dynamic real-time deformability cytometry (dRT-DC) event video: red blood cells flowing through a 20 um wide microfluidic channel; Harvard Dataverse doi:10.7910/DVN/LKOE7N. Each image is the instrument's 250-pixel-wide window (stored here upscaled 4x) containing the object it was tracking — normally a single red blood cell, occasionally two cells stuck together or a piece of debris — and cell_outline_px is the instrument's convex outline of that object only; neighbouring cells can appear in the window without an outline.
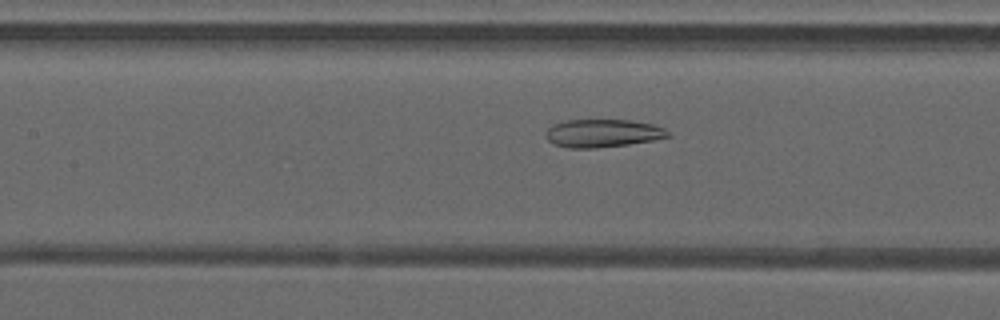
{"species": "common noctule bat (a hibernating species)", "species_latin": "Nyctalus noctula", "temperature_condition": "warm", "stored_images_in_passage": 49, "camera_frame_rate_fps": 3000, "um_per_image_px": 0.085, "animal": {"sex": "male", "forearm_length_mm": 52.5}, "frame": {"image": 1, "passage_image": 23, "time_ms": 7.333, "image_size_px": [1000, 320], "cell_outline_px": [[672, 136], [652, 140], [628, 144], [596, 148], [568, 148], [552, 144], [548, 140], [544, 132], [552, 124], [568, 120], [628, 120], [652, 124], [664, 128]], "centroid_in_image_um": [51.19, 11.33], "position_along_channel_um": 156.2, "area_um2": 19.94}}
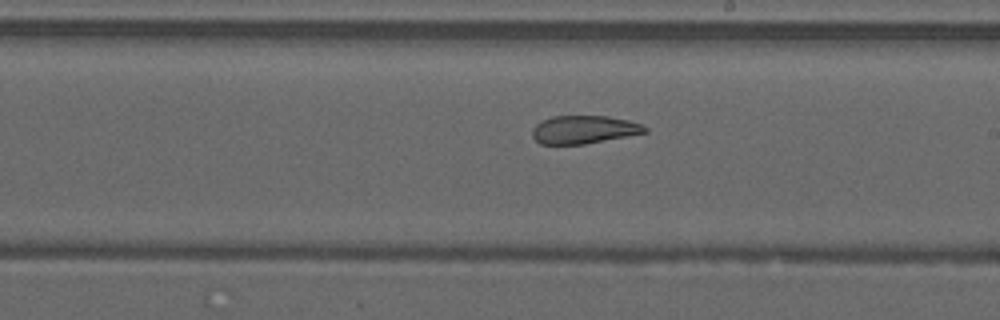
{"frame": {"image": 2, "passage_image": 29, "time_ms": 9.333, "image_size_px": [1000, 320], "cell_outline_px": [[648, 132], [584, 144], [540, 144], [532, 136], [532, 128], [536, 124], [552, 116], [608, 116], [628, 120], [640, 124], [648, 128]], "centroid_in_image_um": [49.62, 11.01], "position_along_channel_um": 239.4, "area_um2": 18.32}}
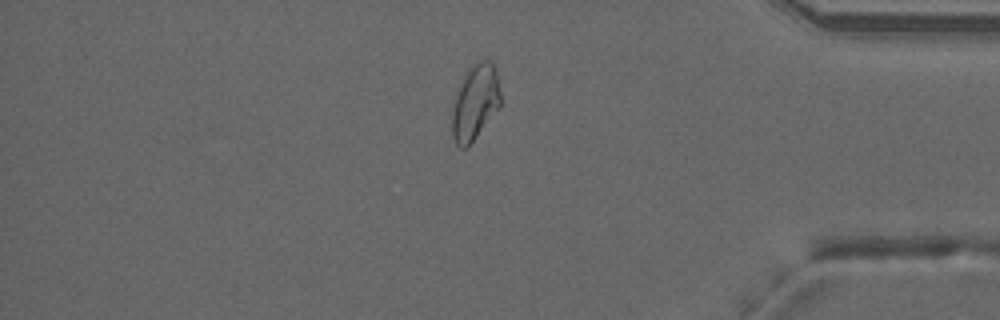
{"frame": {"image": 3, "passage_image": 42, "time_ms": 13.667, "image_size_px": [1000, 320], "cell_outline_px": [[500, 108], [468, 148], [460, 148], [456, 144], [452, 136], [452, 112], [456, 96], [468, 68], [476, 60], [492, 60], [496, 68], [500, 92]], "centroid_in_image_um": [40.41, 8.71], "position_along_channel_um": 394.8, "area_um2": 21.5}, "authors_computed_cell_mechanics": {"area_um2": 23.7558, "velocity_mm_per_s": 4.1873, "shape_relaxation_time_tau1_ms": null, "shape_relaxation_time_tau2_ms": 1.9848, "deformation_change_tau1": null, "deformation_change_tau2": 0.0909}}